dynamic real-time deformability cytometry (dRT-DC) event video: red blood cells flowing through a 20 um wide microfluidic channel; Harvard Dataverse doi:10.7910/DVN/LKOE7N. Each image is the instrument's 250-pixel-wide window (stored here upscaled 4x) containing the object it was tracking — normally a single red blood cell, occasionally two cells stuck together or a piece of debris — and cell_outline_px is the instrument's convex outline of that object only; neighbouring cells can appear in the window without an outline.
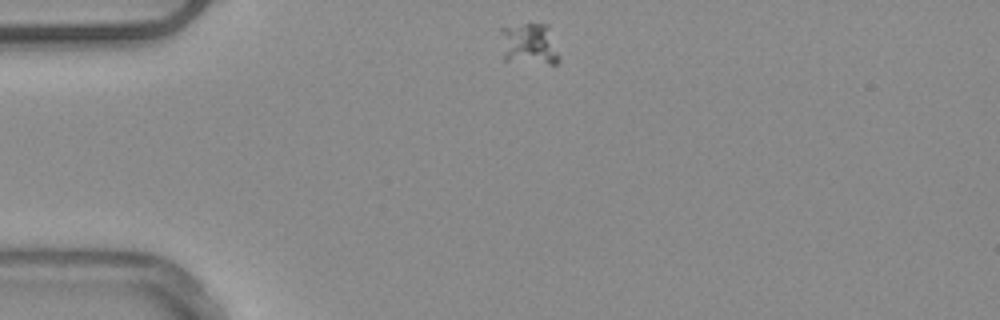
{"species": "common noctule bat (a hibernating species)", "species_latin": "Nyctalus noctula", "temperature_condition": "warm", "stored_images_in_passage": 42, "camera_frame_rate_fps": 3000, "um_per_image_px": 0.085, "animal": {"sex": "male", "body_mass_g": 20.4}, "frame": {"image": 1, "passage_image": 1, "time_ms": 0.0, "image_size_px": [1000, 320], "cell_outline_px": [[560, 60], [556, 64], [548, 64], [504, 60], [500, 28], [500, 24], [528, 20], [548, 24], [560, 56]], "centroid_in_image_um": [44.95, 3.63], "position_along_channel_um": 40.0, "area_um2": 15.37}}
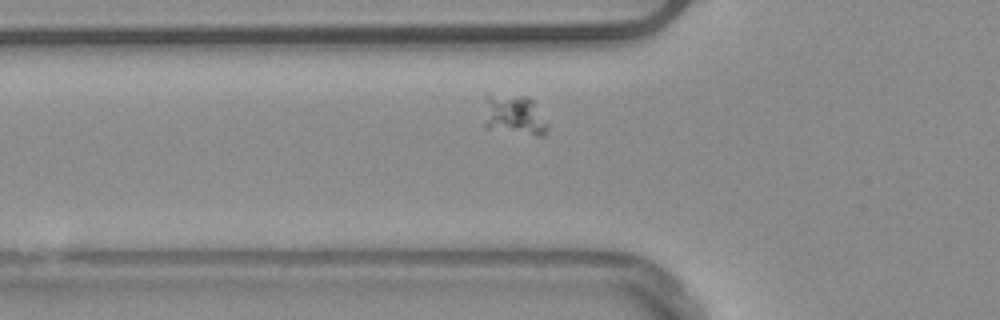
{"frame": {"image": 2, "passage_image": 7, "time_ms": 2.0, "image_size_px": [1000, 320], "cell_outline_px": [[548, 128], [544, 136], [536, 136], [484, 128], [484, 124], [488, 96], [528, 96], [532, 100], [548, 124]], "centroid_in_image_um": [43.75, 9.84], "position_along_channel_um": 82.0, "area_um2": 14.57}}
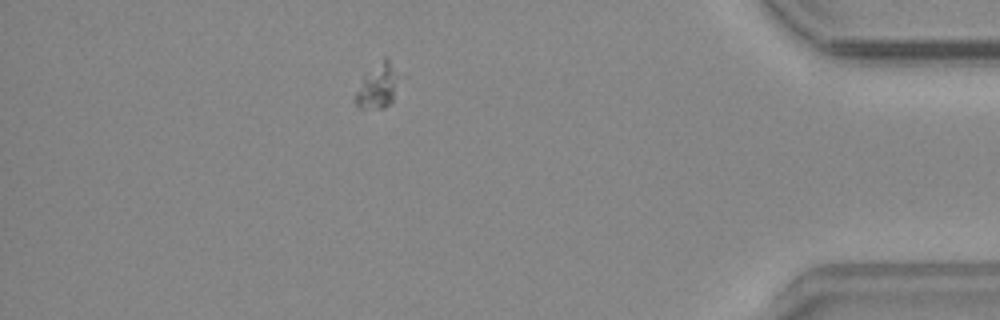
{"frame": {"image": 3, "passage_image": 36, "time_ms": 11.667, "image_size_px": [1000, 320], "cell_outline_px": [[408, 76], [392, 100], [384, 108], [360, 108], [352, 100], [364, 76], [384, 56]], "centroid_in_image_um": [32.27, 7.26], "position_along_channel_um": 402.9, "area_um2": 12.31}}